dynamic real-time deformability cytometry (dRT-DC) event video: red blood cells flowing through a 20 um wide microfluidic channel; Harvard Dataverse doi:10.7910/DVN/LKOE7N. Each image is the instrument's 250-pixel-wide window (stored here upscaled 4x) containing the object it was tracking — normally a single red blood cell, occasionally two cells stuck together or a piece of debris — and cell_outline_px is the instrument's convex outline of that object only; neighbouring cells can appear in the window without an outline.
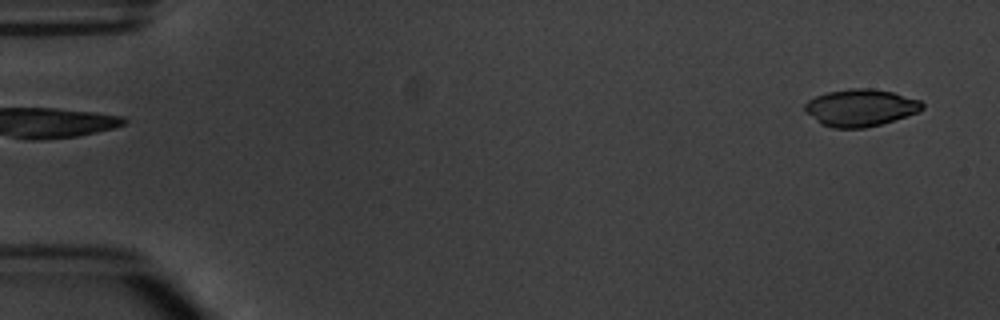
{"species": "common noctule bat (a hibernating species)", "species_latin": "Nyctalus noctula", "temperature_condition": "warm", "stored_images_in_passage": 5, "segment_of_instrument_passage": [2, 2], "camera_frame_rate_fps": 3000, "um_per_image_px": 0.085, "animal": {"sex": "male", "body_mass_g": 20.1, "forearm_length_mm": 53.5}, "frame": {"image": 1, "passage_image": 5, "time_ms": 4.667, "image_size_px": [1000, 320], "cell_outline_px": [[924, 108], [916, 112], [880, 124], [864, 128], [832, 128], [820, 124], [804, 112], [804, 104], [808, 100], [816, 96], [828, 92], [852, 88], [868, 88], [892, 92], [920, 100], [924, 104]], "centroid_in_image_um": [73.08, 9.16], "position_along_channel_um": 11.9, "area_um2": 25.26}}